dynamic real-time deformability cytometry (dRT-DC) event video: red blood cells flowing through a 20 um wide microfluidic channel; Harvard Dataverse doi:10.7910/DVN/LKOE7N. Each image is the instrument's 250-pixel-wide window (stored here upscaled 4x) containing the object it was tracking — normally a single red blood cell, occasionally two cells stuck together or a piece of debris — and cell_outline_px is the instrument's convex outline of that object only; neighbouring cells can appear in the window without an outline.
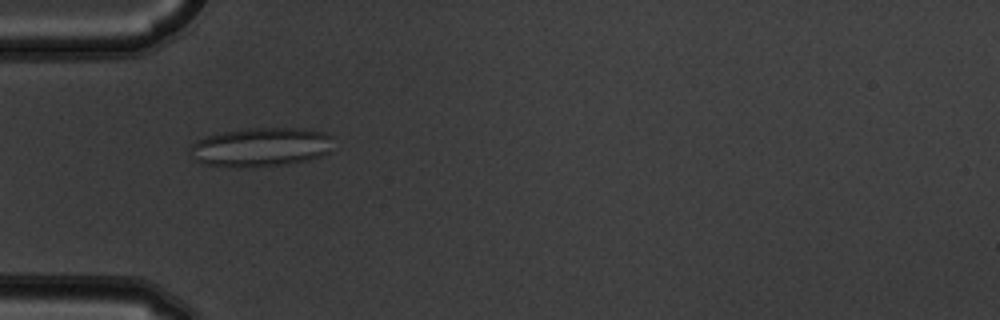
{"species": "common noctule bat (a hibernating species)", "species_latin": "Nyctalus noctula", "temperature_condition": "warm", "stored_images_in_passage": 5, "camera_frame_rate_fps": 3000, "um_per_image_px": 0.085, "animal": {"sex": "male", "body_mass_g": 19.5, "forearm_length_mm": 54.6}, "frame": {"image": 1, "passage_image": 5, "time_ms": 1.333, "image_size_px": [1000, 320], "cell_outline_px": [[332, 152], [308, 160], [288, 164], [252, 168], [228, 168], [200, 164], [188, 152], [188, 148], [196, 140], [204, 136], [224, 132], [248, 128], [304, 128], [324, 132], [332, 136]], "centroid_in_image_um": [22.14, 12.53], "position_along_channel_um": 62.9, "area_um2": 33.52}}